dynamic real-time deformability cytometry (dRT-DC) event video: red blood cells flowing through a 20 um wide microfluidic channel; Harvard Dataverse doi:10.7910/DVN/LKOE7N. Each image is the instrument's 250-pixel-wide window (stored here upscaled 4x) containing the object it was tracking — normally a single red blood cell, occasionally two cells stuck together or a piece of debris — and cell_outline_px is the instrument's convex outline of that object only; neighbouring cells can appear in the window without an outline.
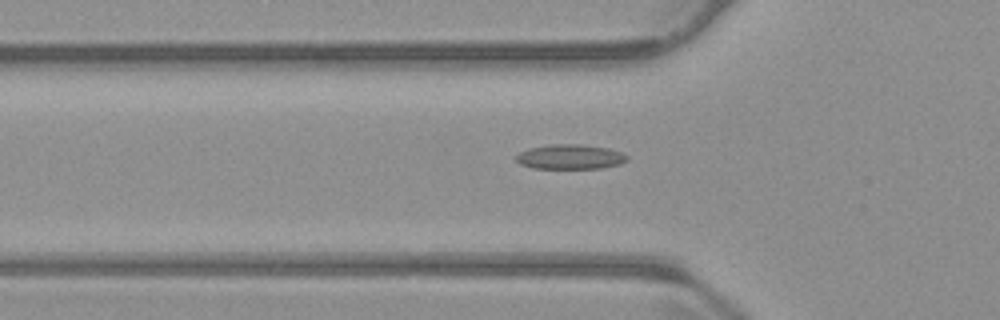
{"species": "common noctule bat (a hibernating species)", "species_latin": "Nyctalus noctula", "temperature_condition": "warm", "stored_images_in_passage": 39, "camera_frame_rate_fps": 3000, "um_per_image_px": 0.085, "animal": {"sex": "male", "body_mass_g": 23.1, "forearm_length_mm": 52.7}, "frame": {"image": 1, "passage_image": 2, "time_ms": 0.333, "image_size_px": [1000, 320], "cell_outline_px": [[628, 160], [620, 164], [600, 168], [532, 168], [520, 164], [516, 160], [516, 156], [520, 152], [528, 148], [552, 144], [580, 144], [608, 148], [620, 152], [628, 156]], "centroid_in_image_um": [48.46, 13.32], "position_along_channel_um": 77.3, "area_um2": 15.95}}
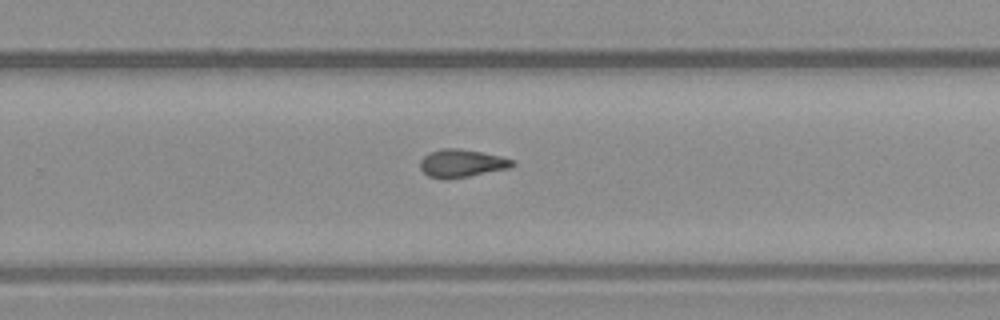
{"frame": {"image": 2, "passage_image": 19, "time_ms": 6.0, "image_size_px": [1000, 320], "cell_outline_px": [[516, 164], [508, 168], [448, 180], [444, 180], [428, 176], [420, 168], [420, 160], [424, 156], [432, 152], [444, 148], [456, 148], [480, 152], [500, 156], [512, 160]], "centroid_in_image_um": [39.21, 13.9], "position_along_channel_um": 290.6, "area_um2": 14.8}}
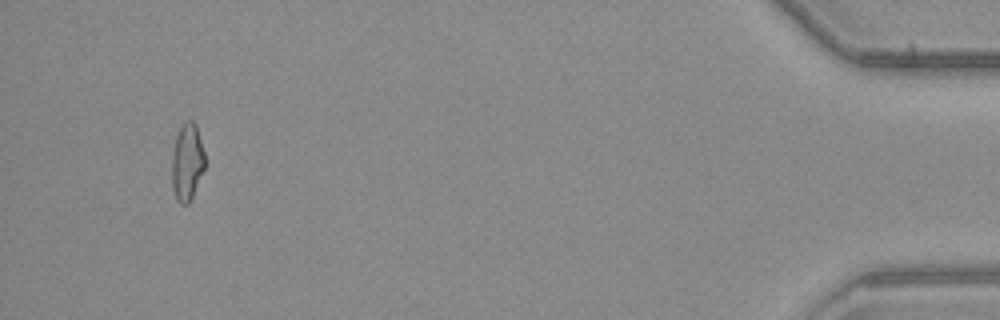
{"frame": {"image": 3, "passage_image": 36, "time_ms": 11.667, "image_size_px": [1000, 320], "cell_outline_px": [[204, 168], [192, 196], [188, 204], [180, 204], [176, 200], [172, 188], [172, 156], [176, 136], [180, 128], [188, 120], [192, 120], [196, 124], [204, 152]], "centroid_in_image_um": [15.89, 13.79], "position_along_channel_um": 419.3, "area_um2": 14.62}, "authors_computed_cell_mechanics": {"area_um2": 14.6234, "velocity_mm_per_s": 3.74, "shape_relaxation_time_tau1_ms": null, "shape_relaxation_time_tau2_ms": 5.4562, "deformation_change_tau1": null, "deformation_change_tau2": 0.1177}}